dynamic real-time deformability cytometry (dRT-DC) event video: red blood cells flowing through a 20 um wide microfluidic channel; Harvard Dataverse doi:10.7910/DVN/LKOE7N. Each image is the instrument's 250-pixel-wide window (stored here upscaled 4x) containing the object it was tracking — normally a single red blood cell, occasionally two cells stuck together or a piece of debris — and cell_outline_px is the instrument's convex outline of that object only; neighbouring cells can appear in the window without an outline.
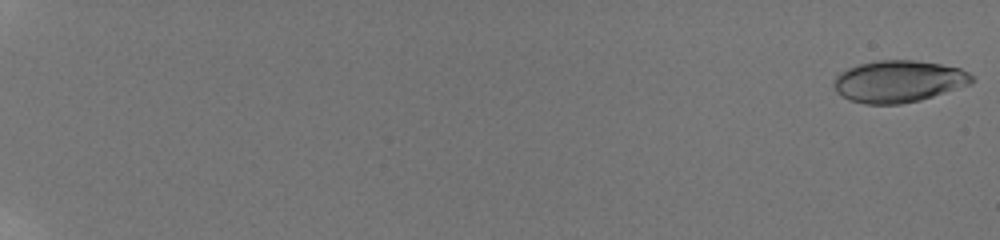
{"species": "human", "species_latin": "Homo sapiens", "temperature_condition": "room temperature", "stored_images_in_passage": 13, "camera_frame_rate_fps": 3000, "um_per_image_px": 0.085, "donor": {"sex": "male"}, "frame": {"image": 1, "passage_image": 1, "time_ms": 0.0, "image_size_px": [1000, 240], "cell_outline_px": [[976, 80], [972, 84], [920, 100], [900, 104], [864, 104], [848, 100], [836, 92], [836, 76], [840, 72], [848, 68], [860, 64], [876, 60], [916, 60], [940, 64], [960, 68], [968, 72]], "centroid_in_image_um": [76.41, 6.92], "position_along_channel_um": 8.6, "area_um2": 33.7}}
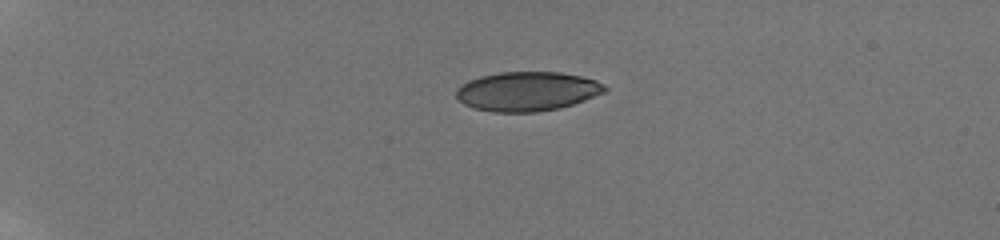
{"frame": {"image": 2, "passage_image": 7, "time_ms": 5.333, "image_size_px": [1000, 240], "cell_outline_px": [[608, 88], [604, 92], [584, 100], [560, 108], [536, 112], [492, 112], [476, 108], [464, 104], [456, 96], [456, 88], [460, 84], [468, 80], [480, 76], [500, 72], [560, 72], [580, 76], [596, 80], [604, 84]], "centroid_in_image_um": [44.79, 7.76], "position_along_channel_um": 40.2, "area_um2": 34.04}}
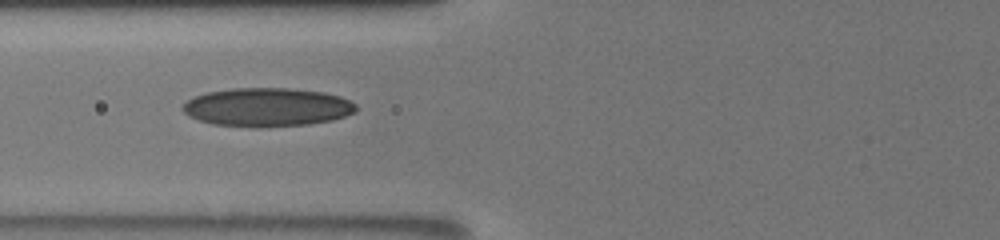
{"frame": {"image": 3, "passage_image": 11, "time_ms": 9.0, "image_size_px": [1000, 240], "cell_outline_px": [[356, 112], [332, 120], [308, 124], [260, 128], [248, 128], [212, 124], [188, 116], [180, 108], [188, 100], [196, 96], [208, 92], [232, 88], [288, 88], [324, 92], [340, 96], [356, 104]], "centroid_in_image_um": [22.69, 9.12], "position_along_channel_um": 103.1, "area_um2": 39.25}}